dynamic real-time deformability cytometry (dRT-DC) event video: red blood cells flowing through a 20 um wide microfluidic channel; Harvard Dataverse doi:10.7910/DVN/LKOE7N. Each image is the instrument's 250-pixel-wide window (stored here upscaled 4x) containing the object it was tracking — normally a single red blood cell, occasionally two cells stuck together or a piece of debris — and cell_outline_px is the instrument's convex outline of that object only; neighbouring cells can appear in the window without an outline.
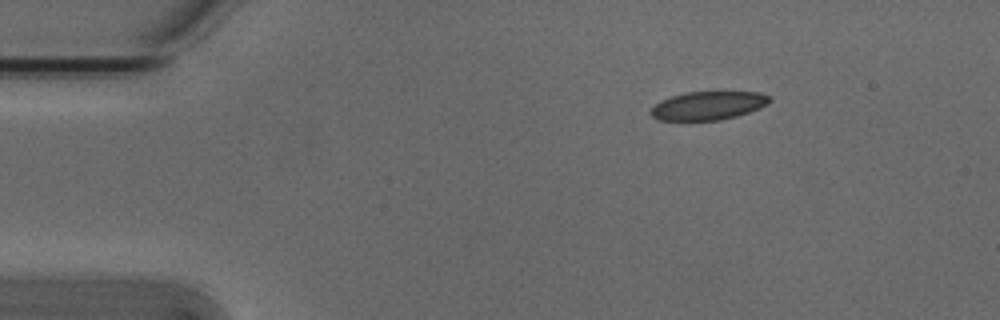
{"species": "Egyptian fruit bat (a non-hibernating species)", "species_latin": "Rousettus aegyptiacus", "temperature_condition": "cold", "stored_images_in_passage": 4, "segment_of_instrument_passage": [1, 2], "camera_frame_rate_fps": 3000, "um_per_image_px": 0.085, "animal": {"sex": "male"}, "frame": {"image": 1, "passage_image": 1, "time_ms": 0.0, "image_size_px": [1000, 320], "cell_outline_px": [[772, 100], [768, 104], [760, 108], [736, 116], [720, 120], [656, 120], [652, 116], [652, 108], [660, 100], [684, 92], [760, 92], [768, 96]], "centroid_in_image_um": [60.2, 8.97], "position_along_channel_um": 24.8, "area_um2": 19.59}}